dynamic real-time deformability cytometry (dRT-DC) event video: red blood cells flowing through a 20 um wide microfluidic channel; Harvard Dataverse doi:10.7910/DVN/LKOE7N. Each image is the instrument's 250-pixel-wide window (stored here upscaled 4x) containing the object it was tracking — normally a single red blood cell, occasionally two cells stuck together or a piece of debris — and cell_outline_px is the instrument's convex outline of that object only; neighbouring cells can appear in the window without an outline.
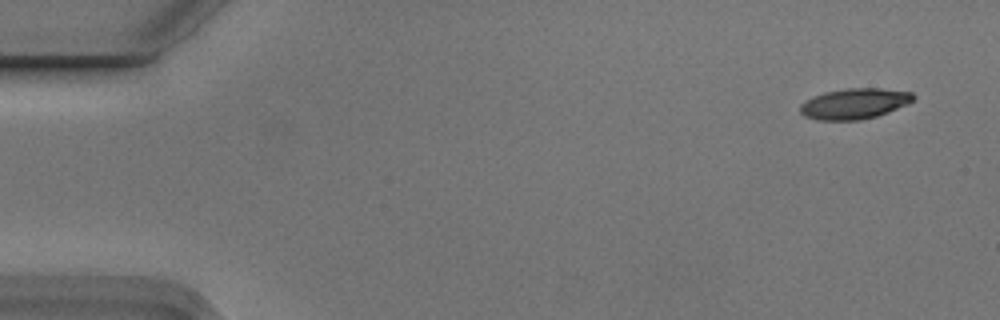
{"species": "Egyptian fruit bat (a non-hibernating species)", "species_latin": "Rousettus aegyptiacus", "temperature_condition": "cold", "stored_images_in_passage": 7, "camera_frame_rate_fps": 3000, "um_per_image_px": 0.085, "animal": {"sex": "male"}, "frame": {"image": 1, "passage_image": 1, "time_ms": 0.0, "image_size_px": [1000, 320], "cell_outline_px": [[916, 96], [908, 104], [888, 112], [876, 116], [860, 120], [820, 120], [804, 116], [800, 112], [800, 104], [804, 100], [812, 96], [824, 92], [848, 88], [880, 88], [912, 92]], "centroid_in_image_um": [72.61, 8.8], "position_along_channel_um": 12.4, "area_um2": 20.29}}
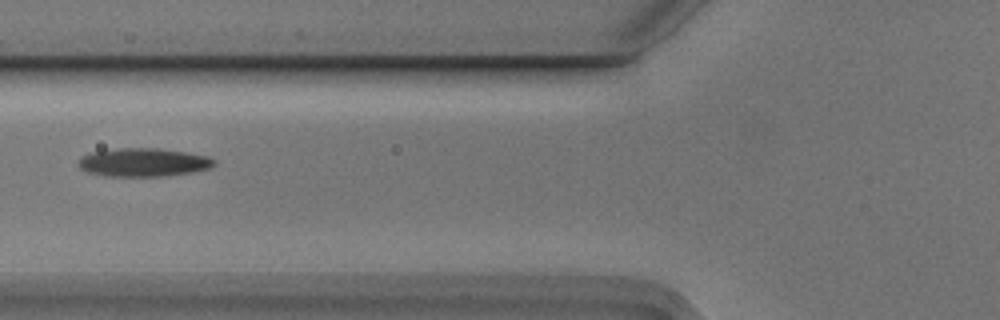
{"frame": {"image": 2, "passage_image": 6, "time_ms": 1.667, "image_size_px": [1000, 320], "cell_outline_px": [[216, 164], [208, 168], [192, 172], [160, 176], [108, 176], [88, 172], [80, 168], [76, 164], [84, 156], [92, 152], [120, 148], [156, 148], [184, 152], [208, 156], [216, 160]], "centroid_in_image_um": [12.2, 13.8], "position_along_channel_um": 113.6, "area_um2": 22.2}}
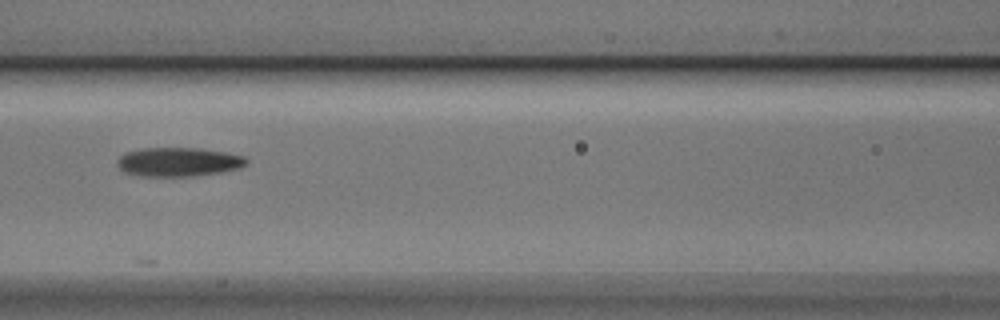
{"frame": {"image": 3, "passage_image": 7, "time_ms": 2.0, "image_size_px": [1000, 320], "cell_outline_px": [[248, 160], [240, 168], [220, 172], [192, 176], [140, 176], [124, 172], [116, 164], [120, 156], [124, 152], [144, 148], [200, 148], [224, 152], [244, 156]], "centroid_in_image_um": [15.14, 13.76], "position_along_channel_um": 151.5, "area_um2": 21.73}}